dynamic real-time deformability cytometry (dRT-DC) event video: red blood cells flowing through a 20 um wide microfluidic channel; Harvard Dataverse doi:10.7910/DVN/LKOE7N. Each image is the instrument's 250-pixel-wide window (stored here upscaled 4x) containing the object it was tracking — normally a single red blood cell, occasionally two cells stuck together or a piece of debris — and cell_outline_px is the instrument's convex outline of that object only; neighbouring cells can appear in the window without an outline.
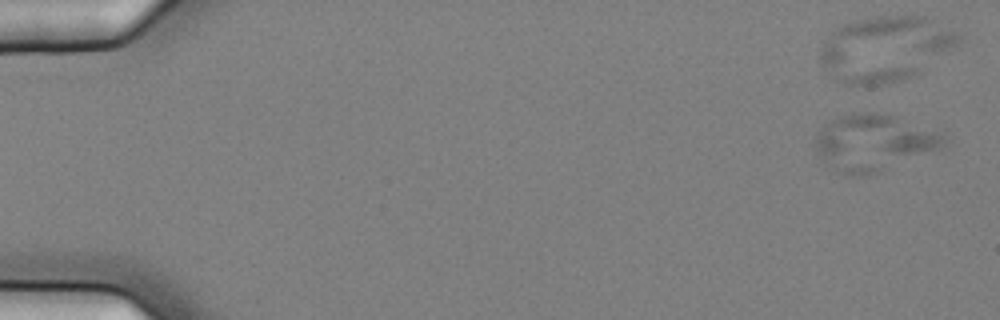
{"species": "common noctule bat (a hibernating species)", "species_latin": "Nyctalus noctula", "temperature_condition": "cold", "stored_images_in_passage": 57, "camera_frame_rate_fps": 3000, "um_per_image_px": 0.085, "animal": {"sex": "female", "body_mass_g": 25.1}, "frame": {"image": 1, "passage_image": 2, "time_ms": 0.333, "image_size_px": [1000, 320], "cell_outline_px": [[944, 140], [936, 148], [880, 172], [836, 172], [824, 160], [816, 148], [816, 132], [832, 120], [840, 116], [868, 112], [872, 112], [896, 116], [944, 136]], "centroid_in_image_um": [74.18, 12.08], "position_along_channel_um": 10.8, "area_um2": 39.88}}